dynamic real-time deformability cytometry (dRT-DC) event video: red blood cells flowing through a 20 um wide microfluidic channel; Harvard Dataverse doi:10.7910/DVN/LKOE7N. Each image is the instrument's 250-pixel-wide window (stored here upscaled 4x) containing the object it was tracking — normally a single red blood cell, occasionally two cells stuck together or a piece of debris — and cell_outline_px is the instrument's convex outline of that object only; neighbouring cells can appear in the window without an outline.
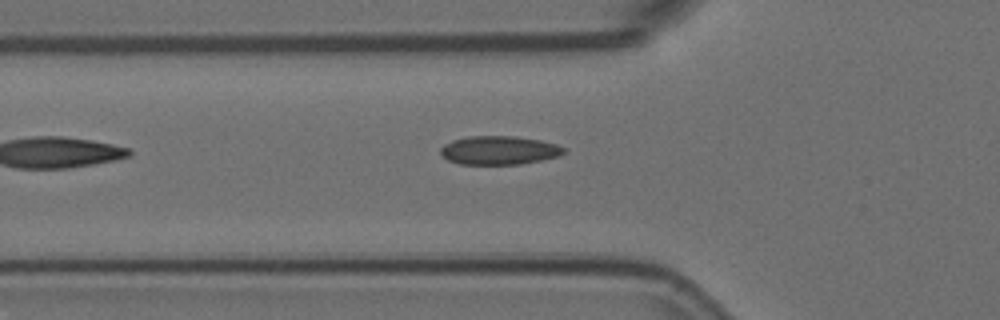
{"species": "Egyptian fruit bat (a non-hibernating species)", "species_latin": "Rousettus aegyptiacus", "temperature_condition": "room temperature", "stored_images_in_passage": 7, "camera_frame_rate_fps": 3000, "um_per_image_px": 0.085, "animal": {"sex": "female"}, "frame": {"image": 1, "passage_image": 7, "time_ms": 2.0, "image_size_px": [1000, 320], "cell_outline_px": [[564, 152], [560, 156], [520, 164], [460, 164], [448, 160], [440, 152], [440, 148], [444, 144], [452, 140], [468, 136], [512, 136], [540, 140], [556, 144], [564, 148]], "centroid_in_image_um": [42.4, 12.77], "position_along_channel_um": 83.4, "area_um2": 20.46}}